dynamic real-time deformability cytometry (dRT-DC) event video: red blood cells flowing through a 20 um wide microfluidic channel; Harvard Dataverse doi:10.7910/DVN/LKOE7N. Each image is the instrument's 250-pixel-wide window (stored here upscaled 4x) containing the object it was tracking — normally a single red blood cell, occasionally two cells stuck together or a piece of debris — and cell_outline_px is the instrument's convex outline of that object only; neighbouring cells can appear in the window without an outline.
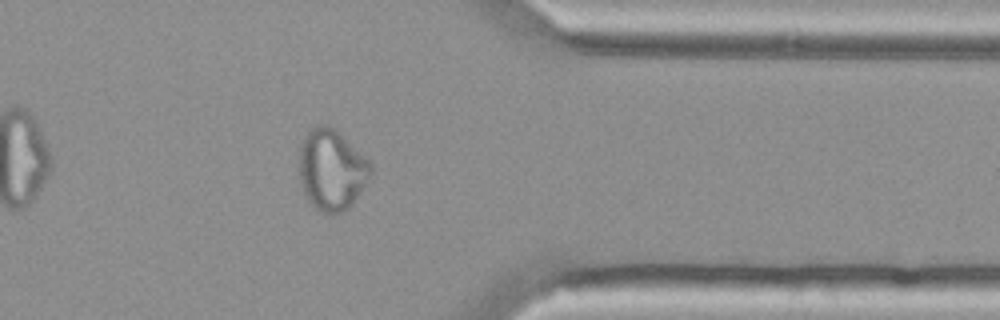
{"species": "Egyptian fruit bat (a non-hibernating species)", "species_latin": "Rousettus aegyptiacus", "temperature_condition": "cold", "stored_images_in_passage": 42, "camera_frame_rate_fps": 3000, "um_per_image_px": 0.085, "animal": {"sex": "female"}, "frame": {"image": 1, "passage_image": 41, "time_ms": 13.333, "image_size_px": [1000, 320], "cell_outline_px": [[372, 172], [352, 204], [348, 208], [340, 212], [320, 212], [308, 200], [300, 184], [300, 148], [304, 136], [316, 124], [328, 124], [336, 128], [372, 164]], "centroid_in_image_um": [28.18, 14.39], "position_along_channel_um": 383.2, "area_um2": 33.47}}